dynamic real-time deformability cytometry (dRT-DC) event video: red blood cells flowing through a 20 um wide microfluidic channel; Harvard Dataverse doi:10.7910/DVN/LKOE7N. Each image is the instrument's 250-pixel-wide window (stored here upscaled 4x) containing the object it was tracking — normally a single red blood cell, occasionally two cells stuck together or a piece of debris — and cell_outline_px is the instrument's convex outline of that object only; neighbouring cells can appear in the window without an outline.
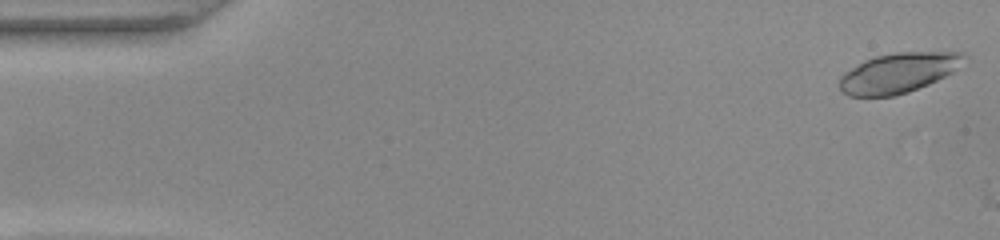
{"species": "common noctule bat (a hibernating species)", "species_latin": "Nyctalus noctula", "temperature_condition": "warm", "stored_images_in_passage": 3, "camera_frame_rate_fps": 3000, "um_per_image_px": 0.085, "animal": {"sex": "female", "body_mass_g": 22.0, "forearm_length_mm": 56.7}, "frame": {"image": 1, "passage_image": 1, "time_ms": 0.0, "image_size_px": [1000, 240], "cell_outline_px": [[968, 56], [952, 72], [928, 84], [908, 92], [896, 96], [848, 96], [840, 88], [840, 76], [844, 72], [864, 60], [876, 56], [892, 52], [964, 52]], "centroid_in_image_um": [76.35, 6.18], "position_along_channel_um": 8.7, "area_um2": 28.84}}